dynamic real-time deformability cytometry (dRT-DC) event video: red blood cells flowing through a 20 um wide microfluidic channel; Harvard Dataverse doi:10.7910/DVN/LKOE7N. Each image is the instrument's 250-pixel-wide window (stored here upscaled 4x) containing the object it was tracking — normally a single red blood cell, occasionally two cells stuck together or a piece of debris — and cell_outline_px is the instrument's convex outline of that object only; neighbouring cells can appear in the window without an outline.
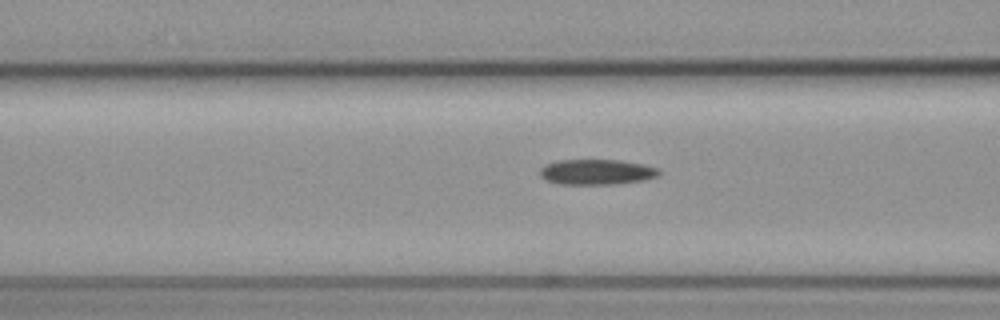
{"species": "common noctule bat (a hibernating species)", "species_latin": "Nyctalus noctula", "temperature_condition": "cold", "stored_images_in_passage": 18, "camera_frame_rate_fps": 3000, "um_per_image_px": 0.085, "animal": {"sex": "female", "body_mass_g": 19.3, "forearm_length_mm": 54.1}, "frame": {"image": 1, "passage_image": 16, "time_ms": 5.0, "image_size_px": [1000, 320], "cell_outline_px": [[660, 172], [656, 176], [644, 180], [616, 184], [560, 184], [548, 180], [540, 176], [540, 168], [544, 164], [560, 160], [620, 160], [644, 164], [656, 168]], "centroid_in_image_um": [50.69, 14.61], "position_along_channel_um": 115.9, "area_um2": 17.51}}